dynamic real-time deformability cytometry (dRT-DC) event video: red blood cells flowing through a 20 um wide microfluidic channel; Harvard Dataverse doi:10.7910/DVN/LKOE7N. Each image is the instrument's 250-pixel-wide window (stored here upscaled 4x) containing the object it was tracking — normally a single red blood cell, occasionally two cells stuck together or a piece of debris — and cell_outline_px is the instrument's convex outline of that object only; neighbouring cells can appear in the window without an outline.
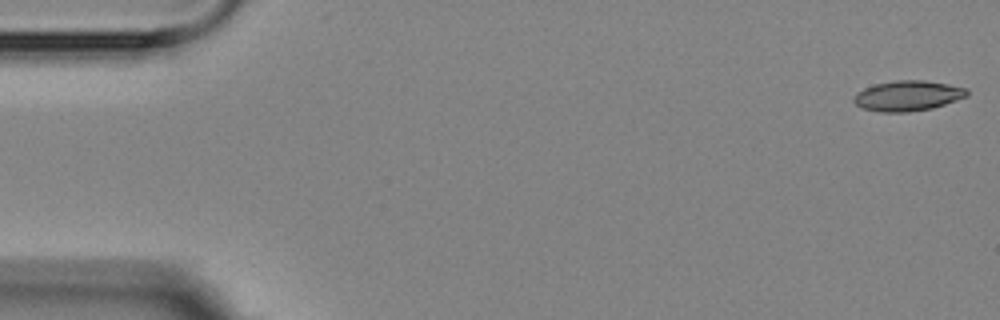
{"species": "Egyptian fruit bat (a non-hibernating species)", "species_latin": "Rousettus aegyptiacus", "temperature_condition": "room temperature", "stored_images_in_passage": 6, "segment_of_instrument_passage": [2, 2], "camera_frame_rate_fps": 3000, "um_per_image_px": 0.085, "animal": {"sex": "female"}, "frame": {"image": 1, "passage_image": 6, "time_ms": 7.0, "image_size_px": [1000, 320], "cell_outline_px": [[968, 96], [932, 108], [908, 112], [880, 112], [860, 108], [852, 100], [856, 92], [864, 88], [876, 84], [896, 80], [924, 80], [948, 84], [968, 88]], "centroid_in_image_um": [77.14, 8.14], "position_along_channel_um": 7.9, "area_um2": 20.06}}